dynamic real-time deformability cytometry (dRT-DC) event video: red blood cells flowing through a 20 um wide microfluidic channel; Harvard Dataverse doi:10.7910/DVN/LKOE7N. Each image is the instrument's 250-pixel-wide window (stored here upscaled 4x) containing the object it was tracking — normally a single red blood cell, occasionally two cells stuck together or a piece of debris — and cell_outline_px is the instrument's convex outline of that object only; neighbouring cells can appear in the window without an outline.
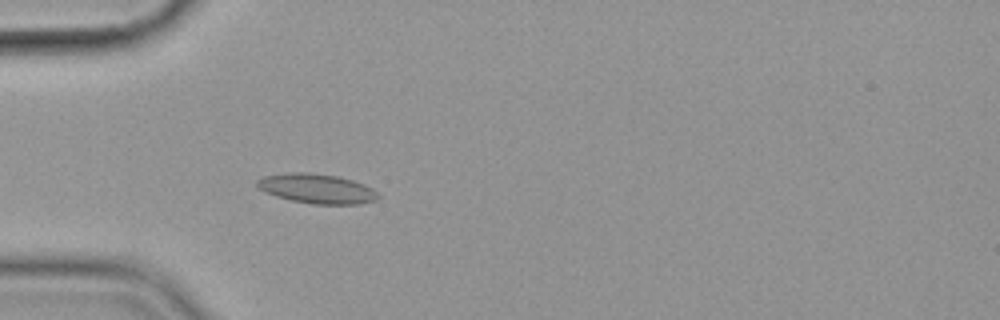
{"species": "common noctule bat (a hibernating species)", "species_latin": "Nyctalus noctula", "temperature_condition": "cold", "stored_images_in_passage": 45, "camera_frame_rate_fps": 3000, "um_per_image_px": 0.085, "animal": {"sex": "female", "body_mass_g": 19.9}, "frame": {"image": 1, "passage_image": 6, "time_ms": 1.667, "image_size_px": [1000, 320], "cell_outline_px": [[380, 196], [376, 200], [360, 204], [312, 204], [292, 200], [276, 196], [264, 192], [256, 184], [256, 180], [264, 176], [288, 172], [308, 172], [336, 176], [352, 180], [364, 184], [372, 188]], "centroid_in_image_um": [26.92, 16.03], "position_along_channel_um": 58.1, "area_um2": 20.87}}
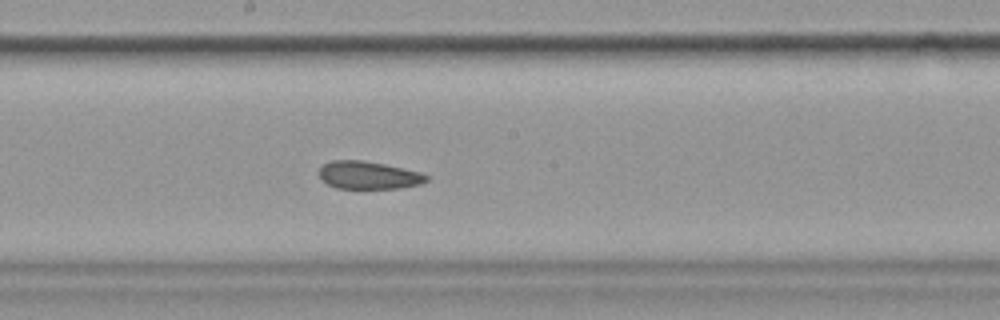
{"frame": {"image": 2, "passage_image": 20, "time_ms": 6.333, "image_size_px": [1000, 320], "cell_outline_px": [[428, 180], [420, 184], [400, 188], [336, 188], [320, 180], [316, 172], [324, 164], [332, 160], [364, 160], [384, 164], [420, 172], [428, 176]], "centroid_in_image_um": [31.27, 14.89], "position_along_channel_um": 216.9, "area_um2": 17.46}}
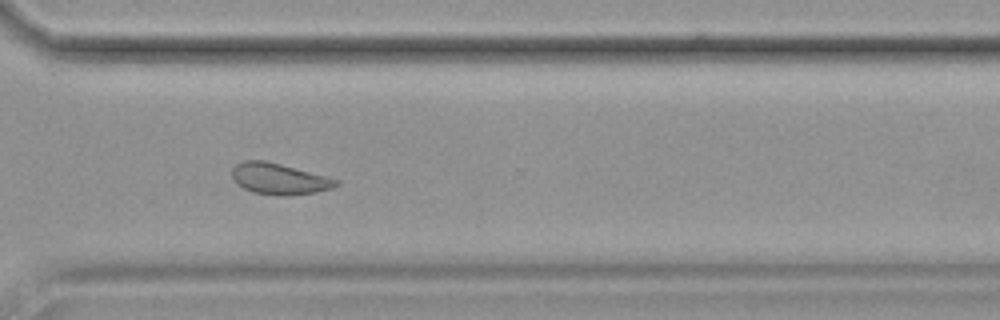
{"frame": {"image": 3, "passage_image": 31, "time_ms": 10.0, "image_size_px": [1000, 320], "cell_outline_px": [[340, 184], [332, 188], [316, 192], [288, 196], [280, 196], [252, 192], [236, 184], [232, 176], [232, 168], [236, 164], [244, 160], [264, 160], [280, 164], [340, 180]], "centroid_in_image_um": [23.71, 15.21], "position_along_channel_um": 346.9, "area_um2": 18.9}, "authors_computed_cell_mechanics": {"area_um2": 19.0162, "velocity_mm_per_s": 3.539, "shape_relaxation_time_tau1_ms": null, "shape_relaxation_time_tau2_ms": 4.6999, "deformation_change_tau1": null, "deformation_change_tau2": 0.0968}}